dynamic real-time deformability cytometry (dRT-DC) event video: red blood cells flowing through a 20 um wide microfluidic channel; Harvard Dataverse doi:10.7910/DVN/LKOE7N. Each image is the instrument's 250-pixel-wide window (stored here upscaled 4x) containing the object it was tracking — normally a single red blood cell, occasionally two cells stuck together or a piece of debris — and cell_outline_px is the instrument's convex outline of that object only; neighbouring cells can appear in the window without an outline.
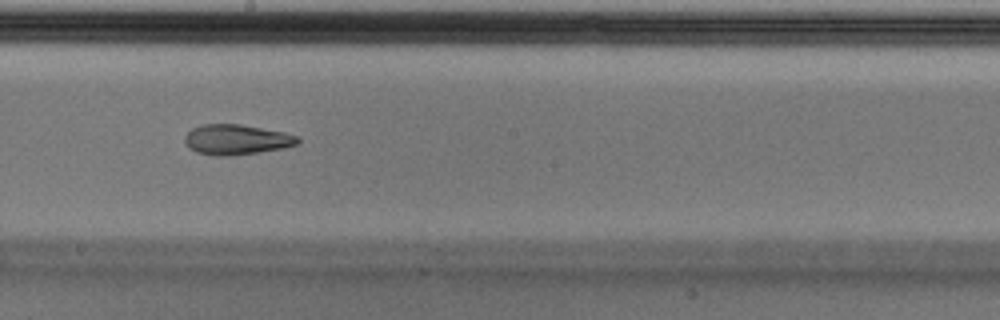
{"species": "Egyptian fruit bat (a non-hibernating species)", "species_latin": "Rousettus aegyptiacus", "temperature_condition": "cold", "stored_images_in_passage": 38, "camera_frame_rate_fps": 3000, "um_per_image_px": 0.085, "animal": {"sex": "male"}, "frame": {"image": 1, "passage_image": 22, "time_ms": 7.0, "image_size_px": [1000, 320], "cell_outline_px": [[300, 144], [284, 148], [228, 156], [216, 156], [196, 152], [188, 148], [184, 140], [184, 136], [192, 128], [204, 124], [240, 124], [284, 132], [300, 136]], "centroid_in_image_um": [20.11, 11.86], "position_along_channel_um": 228.1, "area_um2": 20.0}, "authors_computed_cell_mechanics": {"area_um2": 19.7965, "velocity_mm_per_s": 3.7331, "shape_relaxation_time_tau1_ms": null, "shape_relaxation_time_tau2_ms": 4.3842, "deformation_change_tau1": null, "deformation_change_tau2": 0.1246}}